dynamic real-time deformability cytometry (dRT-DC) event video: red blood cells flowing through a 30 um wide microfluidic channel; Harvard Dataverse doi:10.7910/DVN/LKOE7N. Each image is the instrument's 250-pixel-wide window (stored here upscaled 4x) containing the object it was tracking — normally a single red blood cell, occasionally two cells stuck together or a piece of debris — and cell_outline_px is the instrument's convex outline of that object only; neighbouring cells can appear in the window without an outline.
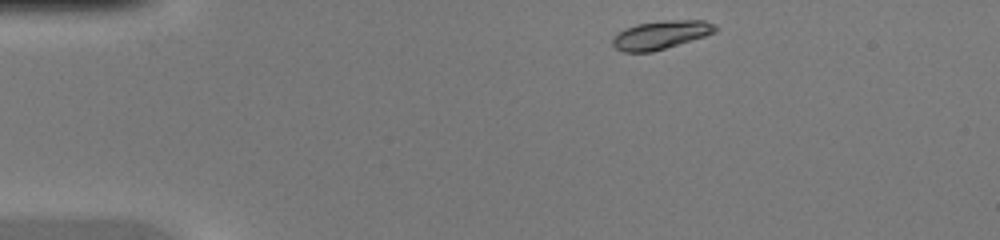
{"species": "common noctule bat (a hibernating species)", "species_latin": "Nyctalus noctula", "temperature_condition": "warm", "stored_images_in_passage": 39, "camera_frame_rate_fps": 3000, "um_per_image_px": 0.085, "animal": {"sex": "female", "body_mass_g": 20.0, "forearm_length_mm": 54.0}, "frame": {"image": 1, "passage_image": 1, "time_ms": 0.0, "image_size_px": [1000, 240], "cell_outline_px": [[720, 28], [716, 32], [704, 36], [652, 52], [624, 52], [616, 48], [612, 44], [612, 40], [624, 28], [636, 24], [664, 20], [704, 20], [716, 24]], "centroid_in_image_um": [56.21, 2.95], "position_along_channel_um": 28.8, "area_um2": 16.99}}
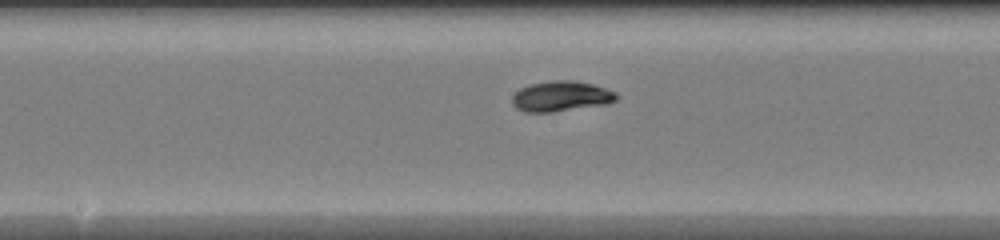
{"frame": {"image": 2, "passage_image": 17, "time_ms": 5.333, "image_size_px": [1000, 240], "cell_outline_px": [[620, 96], [616, 100], [608, 104], [552, 112], [524, 112], [516, 108], [512, 104], [512, 96], [520, 88], [532, 84], [552, 80], [572, 80], [592, 84], [616, 92]], "centroid_in_image_um": [47.7, 8.19], "position_along_channel_um": 200.5, "area_um2": 18.5}}
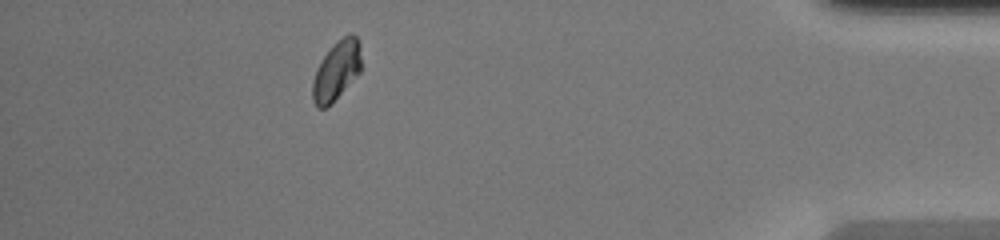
{"frame": {"image": 3, "passage_image": 34, "time_ms": 11.0, "image_size_px": [1000, 240], "cell_outline_px": [[360, 72], [324, 108], [316, 108], [312, 100], [312, 80], [316, 68], [324, 56], [348, 32], [352, 32], [356, 36], [360, 44]], "centroid_in_image_um": [28.58, 5.98], "position_along_channel_um": 406.6, "area_um2": 16.24}}